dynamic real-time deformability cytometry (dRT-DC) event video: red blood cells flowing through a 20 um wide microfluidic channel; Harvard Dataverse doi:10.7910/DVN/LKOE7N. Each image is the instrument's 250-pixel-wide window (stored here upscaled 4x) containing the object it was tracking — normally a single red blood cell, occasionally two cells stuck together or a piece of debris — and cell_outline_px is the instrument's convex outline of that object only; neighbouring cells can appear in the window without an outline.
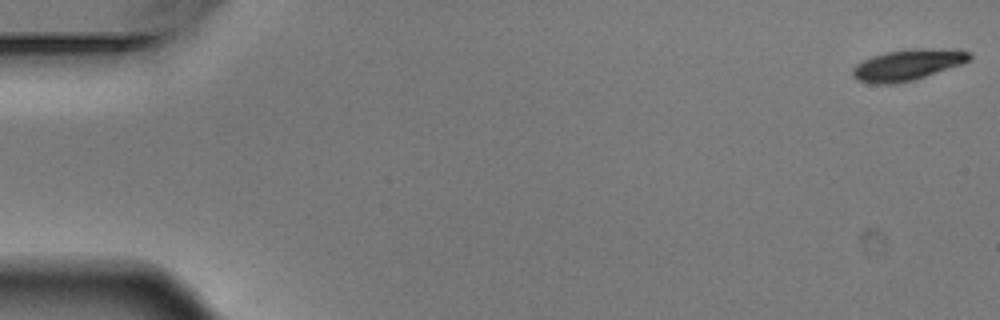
{"species": "Egyptian fruit bat (a non-hibernating species)", "species_latin": "Rousettus aegyptiacus", "temperature_condition": "warm", "stored_images_in_passage": 6, "camera_frame_rate_fps": 3000, "um_per_image_px": 0.085, "animal": {"sex": "male"}, "frame": {"image": 1, "passage_image": 1, "time_ms": 0.0, "image_size_px": [1000, 320], "cell_outline_px": [[972, 60], [964, 64], [916, 80], [892, 84], [872, 84], [856, 80], [852, 76], [852, 68], [856, 64], [872, 56], [884, 52], [916, 48], [956, 48], [972, 52]], "centroid_in_image_um": [77.23, 5.51], "position_along_channel_um": 7.8, "area_um2": 21.91}}
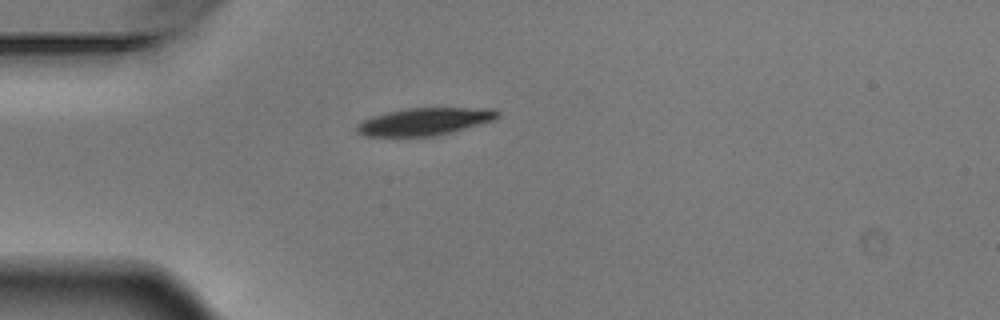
{"frame": {"image": 2, "passage_image": 5, "time_ms": 1.333, "image_size_px": [1000, 320], "cell_outline_px": [[500, 116], [492, 120], [452, 132], [436, 136], [360, 136], [352, 128], [356, 124], [372, 116], [388, 112], [408, 108], [492, 108], [500, 112]], "centroid_in_image_um": [36.03, 10.34], "position_along_channel_um": 49.0, "area_um2": 22.54}}